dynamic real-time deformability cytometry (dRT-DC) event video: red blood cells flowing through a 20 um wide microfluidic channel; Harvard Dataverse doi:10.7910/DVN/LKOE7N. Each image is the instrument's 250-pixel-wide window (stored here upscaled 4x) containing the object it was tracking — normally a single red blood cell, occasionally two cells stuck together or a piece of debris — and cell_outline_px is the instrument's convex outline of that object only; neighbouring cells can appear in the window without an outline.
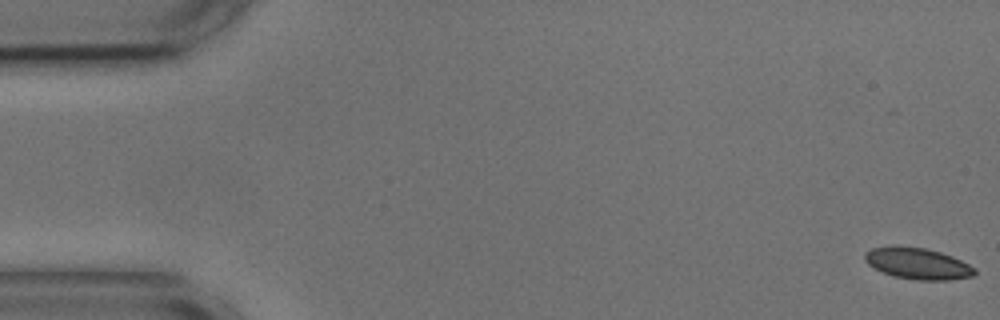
{"species": "common noctule bat (a hibernating species)", "species_latin": "Nyctalus noctula", "temperature_condition": "cold", "stored_images_in_passage": 57, "camera_frame_rate_fps": 3000, "um_per_image_px": 0.085, "animal": {"sex": "male", "body_mass_g": 17.9, "forearm_length_mm": 54.2}, "frame": {"image": 1, "passage_image": 1, "time_ms": 0.0, "image_size_px": [1000, 320], "cell_outline_px": [[976, 272], [972, 276], [948, 280], [916, 280], [892, 276], [868, 264], [864, 260], [864, 252], [872, 248], [892, 244], [924, 248], [940, 252], [952, 256], [976, 268]], "centroid_in_image_um": [77.96, 22.38], "position_along_channel_um": 7.0, "area_um2": 20.23}}
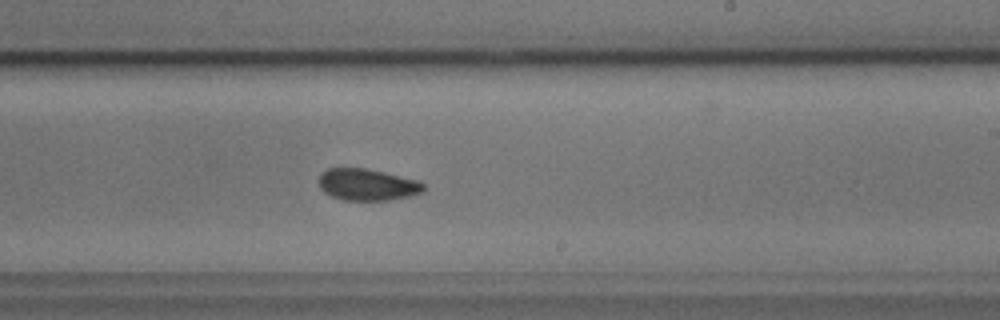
{"frame": {"image": 2, "passage_image": 33, "time_ms": 10.667, "image_size_px": [1000, 320], "cell_outline_px": [[424, 188], [420, 192], [408, 196], [388, 200], [340, 200], [324, 192], [320, 188], [320, 176], [328, 168], [364, 168], [384, 172], [420, 180], [424, 184]], "centroid_in_image_um": [31.22, 15.69], "position_along_channel_um": 257.8, "area_um2": 19.19}}
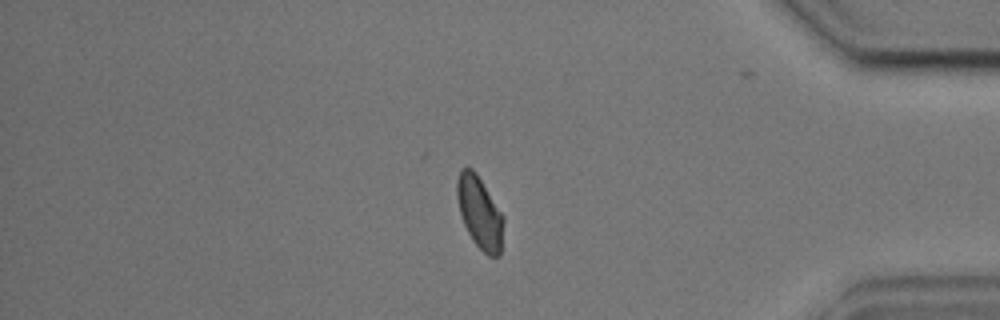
{"frame": {"image": 3, "passage_image": 47, "time_ms": 15.333, "image_size_px": [1000, 320], "cell_outline_px": [[504, 220], [500, 256], [488, 256], [472, 240], [464, 224], [460, 212], [456, 196], [456, 180], [460, 168], [472, 168], [476, 172], [504, 216]], "centroid_in_image_um": [40.76, 18.05], "position_along_channel_um": 394.4, "area_um2": 19.59}}